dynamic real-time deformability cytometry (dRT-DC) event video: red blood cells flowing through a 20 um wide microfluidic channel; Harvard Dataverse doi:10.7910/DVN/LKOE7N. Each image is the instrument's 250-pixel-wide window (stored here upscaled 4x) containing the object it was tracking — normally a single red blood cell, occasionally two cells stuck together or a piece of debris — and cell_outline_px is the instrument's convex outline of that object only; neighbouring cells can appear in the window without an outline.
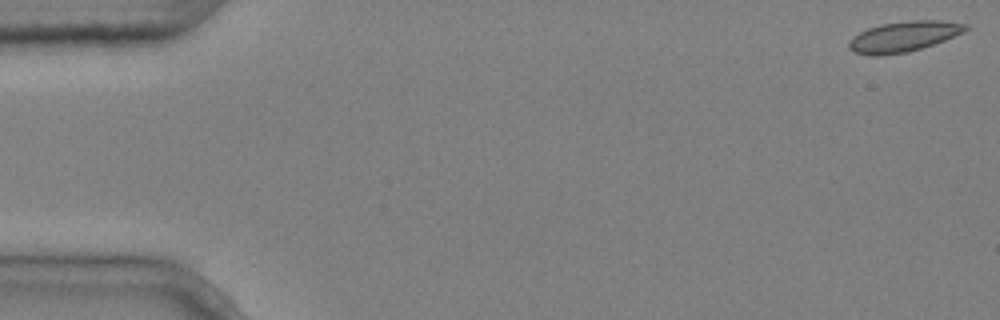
{"species": "common noctule bat (a hibernating species)", "species_latin": "Nyctalus noctula", "temperature_condition": "cold", "stored_images_in_passage": 4, "camera_frame_rate_fps": 3000, "um_per_image_px": 0.085, "animal": {"sex": "male", "body_mass_g": 20.4}, "frame": {"image": 1, "passage_image": 1, "time_ms": 0.0, "image_size_px": [1000, 320], "cell_outline_px": [[968, 28], [964, 32], [944, 40], [908, 52], [880, 56], [872, 56], [852, 52], [848, 48], [848, 40], [852, 36], [868, 28], [880, 24], [912, 20], [940, 20], [968, 24]], "centroid_in_image_um": [76.76, 3.11], "position_along_channel_um": 8.2, "area_um2": 20.81}}
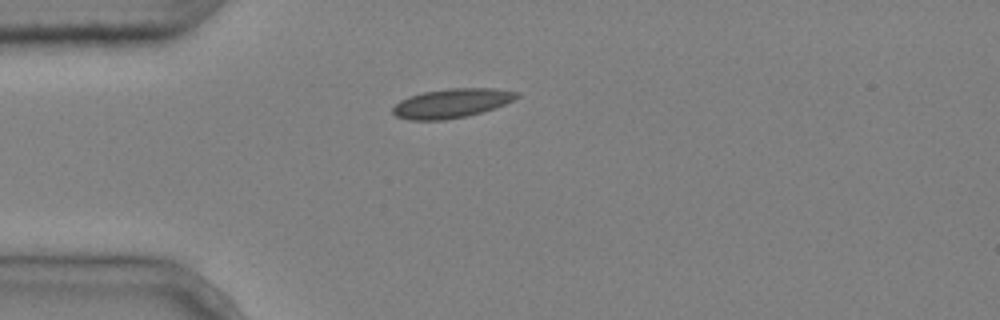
{"frame": {"image": 2, "passage_image": 4, "time_ms": 1.0, "image_size_px": [1000, 320], "cell_outline_px": [[520, 96], [496, 108], [468, 116], [444, 120], [408, 120], [396, 116], [392, 112], [392, 108], [400, 100], [408, 96], [424, 92], [448, 88], [496, 88], [520, 92]], "centroid_in_image_um": [38.4, 8.77], "position_along_channel_um": 46.6, "area_um2": 21.27}}